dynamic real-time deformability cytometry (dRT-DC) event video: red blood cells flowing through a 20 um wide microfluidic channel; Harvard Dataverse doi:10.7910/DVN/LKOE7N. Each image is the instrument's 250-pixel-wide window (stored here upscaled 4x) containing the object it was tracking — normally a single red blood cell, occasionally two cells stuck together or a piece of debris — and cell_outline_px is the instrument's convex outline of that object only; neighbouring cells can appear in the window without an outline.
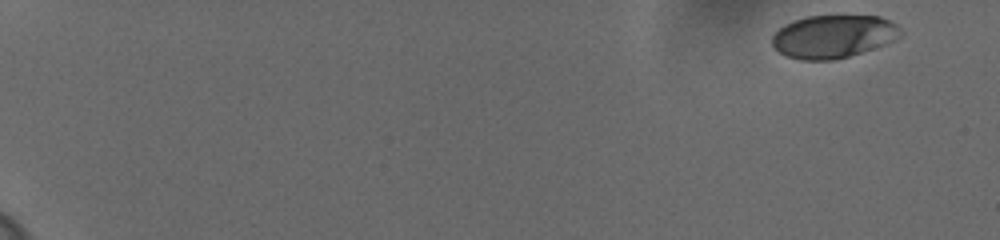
{"species": "human", "species_latin": "Homo sapiens", "temperature_condition": "cold", "stored_images_in_passage": 54, "camera_frame_rate_fps": 3000, "um_per_image_px": 0.085, "donor": {"sex": "female"}, "frame": {"image": 1, "passage_image": 1, "time_ms": 0.0, "image_size_px": [1000, 240], "cell_outline_px": [[900, 36], [884, 44], [836, 60], [800, 60], [784, 56], [772, 44], [772, 36], [784, 24], [808, 16], [880, 16], [896, 24], [900, 28]], "centroid_in_image_um": [70.8, 3.1], "position_along_channel_um": 14.2, "area_um2": 31.85}}
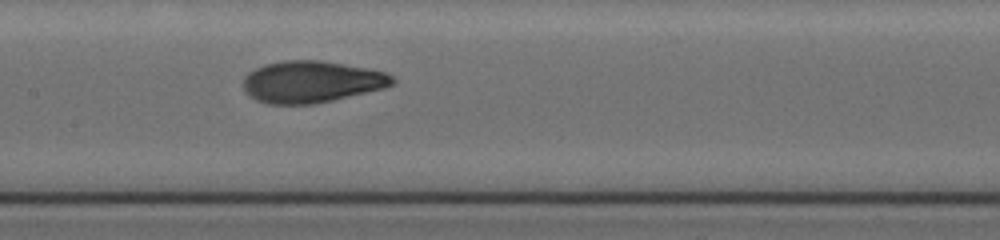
{"frame": {"image": 2, "passage_image": 31, "time_ms": 10.0, "image_size_px": [1000, 240], "cell_outline_px": [[396, 80], [392, 84], [384, 88], [316, 104], [268, 104], [256, 100], [244, 88], [244, 76], [248, 72], [264, 64], [284, 60], [320, 60], [388, 72]], "centroid_in_image_um": [26.49, 6.95], "position_along_channel_um": 180.9, "area_um2": 36.18}}
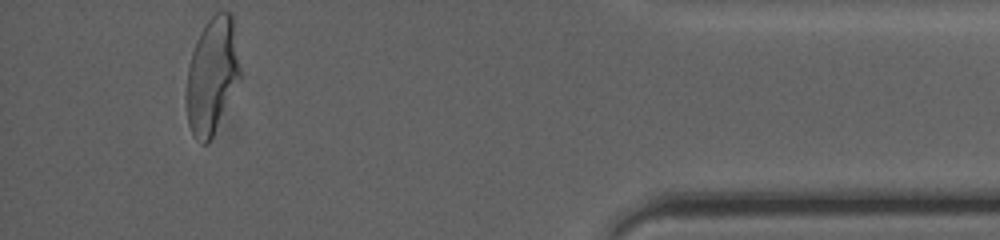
{"frame": {"image": 3, "passage_image": 54, "time_ms": 17.667, "image_size_px": [1000, 240], "cell_outline_px": [[240, 80], [208, 144], [204, 144], [196, 140], [188, 124], [184, 92], [188, 64], [196, 40], [200, 32], [208, 20], [216, 12], [232, 12], [240, 68]], "centroid_in_image_um": [17.99, 6.43], "position_along_channel_um": 417.2, "area_um2": 36.59}, "authors_computed_cell_mechanics": {"area_um2": 35.4603, "velocity_mm_per_s": 3.6254, "shape_relaxation_time_tau1_ms": 3.6812, "shape_relaxation_time_tau2_ms": 1.3255, "deformation_change_tau1": 0.1582, "deformation_change_tau2": 0.0666}}